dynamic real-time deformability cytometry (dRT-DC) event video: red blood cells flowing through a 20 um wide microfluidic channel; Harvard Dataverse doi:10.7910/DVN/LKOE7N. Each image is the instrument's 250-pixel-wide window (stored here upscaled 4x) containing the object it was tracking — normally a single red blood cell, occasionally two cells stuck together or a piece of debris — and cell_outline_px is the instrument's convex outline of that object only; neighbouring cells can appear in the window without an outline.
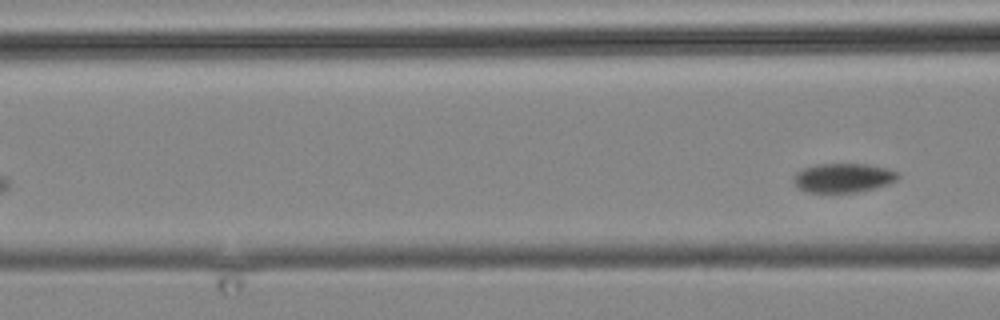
{"species": "common noctule bat (a hibernating species)", "species_latin": "Nyctalus noctula", "temperature_condition": "cold", "stored_images_in_passage": 9, "segment_of_instrument_passage": [2, 2], "camera_frame_rate_fps": 3000, "um_per_image_px": 0.085, "animal": {"sex": "male", "body_mass_g": 19.2, "forearm_length_mm": 51.8}, "frame": {"image": 1, "passage_image": 9, "time_ms": 9.333, "image_size_px": [1000, 320], "cell_outline_px": [[900, 176], [896, 180], [888, 184], [856, 192], [804, 192], [792, 180], [792, 176], [796, 172], [804, 168], [816, 164], [868, 164], [888, 168], [896, 172]], "centroid_in_image_um": [71.65, 15.11], "position_along_channel_um": 95.0, "area_um2": 17.69}}